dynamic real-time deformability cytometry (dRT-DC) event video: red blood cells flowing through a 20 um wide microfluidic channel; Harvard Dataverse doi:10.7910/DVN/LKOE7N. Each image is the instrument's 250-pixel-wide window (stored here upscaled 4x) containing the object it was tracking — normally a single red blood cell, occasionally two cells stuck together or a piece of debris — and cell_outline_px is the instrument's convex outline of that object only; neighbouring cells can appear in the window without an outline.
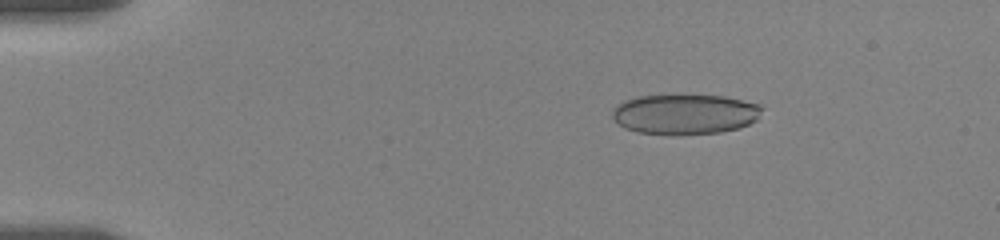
{"species": "human", "species_latin": "Homo sapiens", "temperature_condition": "room temperature", "stored_images_in_passage": 58, "camera_frame_rate_fps": 3000, "um_per_image_px": 0.085, "donor": {"sex": "female"}, "frame": {"image": 1, "passage_image": 10, "time_ms": 3.0, "image_size_px": [1000, 240], "cell_outline_px": [[764, 108], [756, 120], [740, 128], [720, 132], [680, 136], [672, 136], [636, 132], [624, 128], [612, 116], [612, 108], [616, 104], [624, 100], [636, 96], [724, 96], [760, 104]], "centroid_in_image_um": [58.2, 9.73], "position_along_channel_um": 26.8, "area_um2": 35.43}}
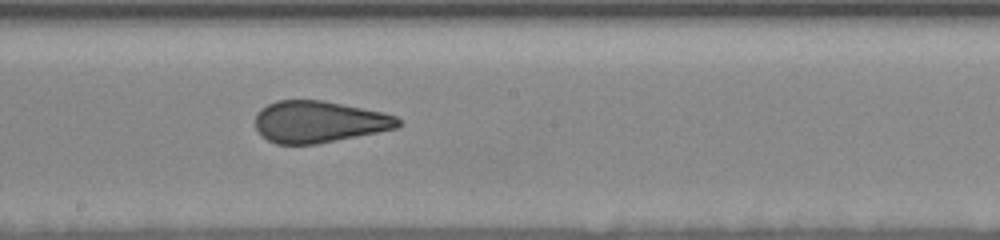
{"frame": {"image": 2, "passage_image": 33, "time_ms": 10.667, "image_size_px": [1000, 240], "cell_outline_px": [[400, 124], [396, 128], [316, 144], [276, 144], [260, 136], [256, 128], [256, 112], [260, 108], [276, 100], [324, 100], [384, 112], [396, 116], [400, 120]], "centroid_in_image_um": [27.07, 10.34], "position_along_channel_um": 221.1, "area_um2": 34.74}}
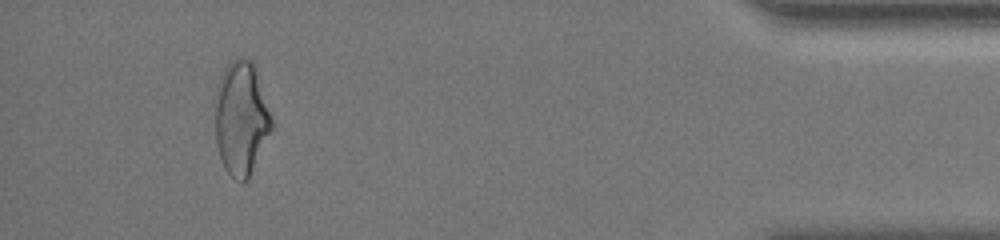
{"frame": {"image": 3, "passage_image": 54, "time_ms": 17.667, "image_size_px": [1000, 240], "cell_outline_px": [[272, 128], [248, 180], [240, 180], [232, 176], [224, 168], [216, 144], [216, 88], [220, 76], [224, 68], [232, 60], [240, 56], [244, 56], [252, 60], [256, 68], [272, 120]], "centroid_in_image_um": [20.49, 10.0], "position_along_channel_um": 414.7, "area_um2": 37.17}, "authors_computed_cell_mechanics": {"area_um2": 35.836, "velocity_mm_per_s": 3.5364, "shape_relaxation_time_tau1_ms": null, "shape_relaxation_time_tau2_ms": 1.0891, "deformation_change_tau1": null, "deformation_change_tau2": 0.09}}